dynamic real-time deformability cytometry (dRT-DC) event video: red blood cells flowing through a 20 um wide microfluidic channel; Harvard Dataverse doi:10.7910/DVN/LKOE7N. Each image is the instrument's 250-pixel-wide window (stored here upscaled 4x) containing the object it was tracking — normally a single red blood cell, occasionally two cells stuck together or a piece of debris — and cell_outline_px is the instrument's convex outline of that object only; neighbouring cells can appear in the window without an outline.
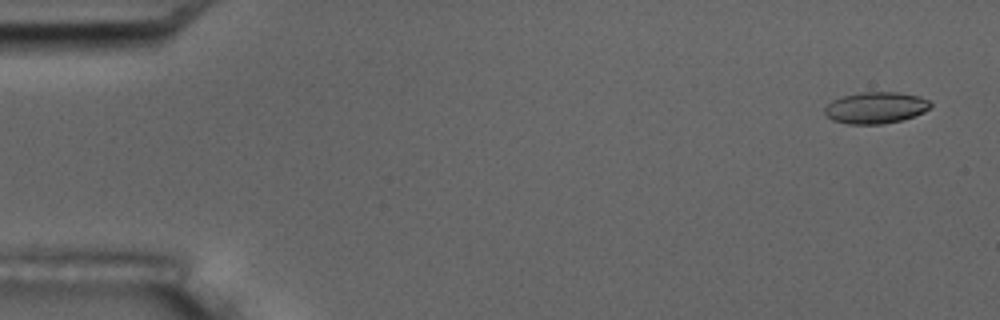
{"species": "common noctule bat (a hibernating species)", "species_latin": "Nyctalus noctula", "temperature_condition": "room temperature", "stored_images_in_passage": 5, "camera_frame_rate_fps": 3000, "um_per_image_px": 0.085, "animal": {"sex": "male", "body_mass_g": 17.5, "forearm_length_mm": 52.3}, "frame": {"image": 1, "passage_image": 1, "time_ms": 0.0, "image_size_px": [1000, 320], "cell_outline_px": [[932, 104], [924, 112], [900, 120], [884, 124], [848, 124], [832, 120], [824, 112], [824, 108], [832, 100], [844, 96], [860, 92], [896, 92], [920, 96], [928, 100]], "centroid_in_image_um": [74.42, 9.15], "position_along_channel_um": 10.6, "area_um2": 19.31}}
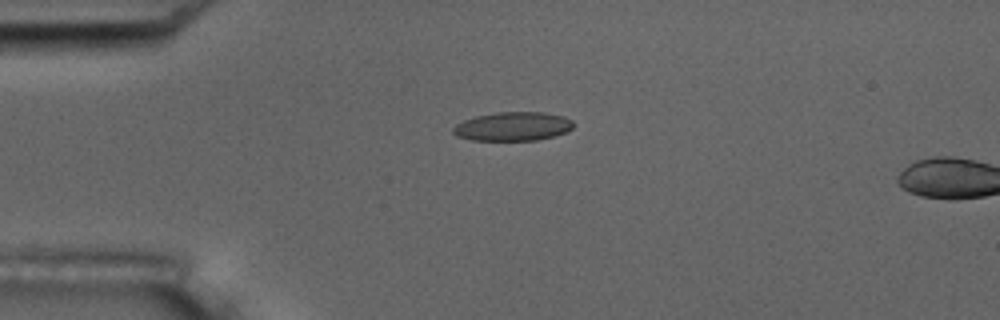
{"frame": {"image": 2, "passage_image": 4, "time_ms": 3.667, "image_size_px": [1000, 320], "cell_outline_px": [[572, 128], [556, 136], [536, 140], [472, 140], [456, 136], [452, 132], [452, 128], [456, 124], [464, 120], [476, 116], [496, 112], [544, 112], [564, 116], [572, 120]], "centroid_in_image_um": [43.58, 10.74], "position_along_channel_um": 41.4, "area_um2": 20.23}}